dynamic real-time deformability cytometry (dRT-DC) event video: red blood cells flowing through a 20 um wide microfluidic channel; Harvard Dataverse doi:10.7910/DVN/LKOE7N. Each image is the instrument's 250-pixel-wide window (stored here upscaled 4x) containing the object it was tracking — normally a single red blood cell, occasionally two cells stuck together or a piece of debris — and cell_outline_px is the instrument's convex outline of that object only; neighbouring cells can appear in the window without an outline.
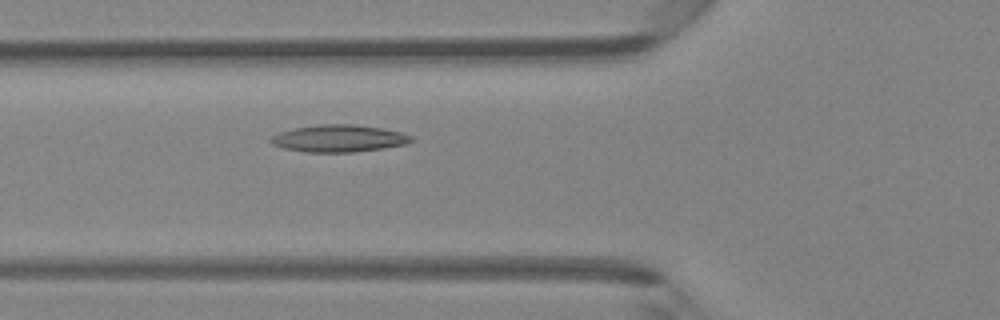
{"species": "Egyptian fruit bat (a non-hibernating species)", "species_latin": "Rousettus aegyptiacus", "temperature_condition": "room temperature", "stored_images_in_passage": 46, "camera_frame_rate_fps": 3000, "um_per_image_px": 0.085, "animal": {"sex": "female"}, "frame": {"image": 1, "passage_image": 16, "time_ms": 5.0, "image_size_px": [1000, 320], "cell_outline_px": [[412, 140], [408, 144], [384, 148], [352, 152], [308, 152], [284, 148], [272, 144], [268, 140], [272, 136], [280, 132], [292, 128], [324, 124], [352, 124], [380, 128], [400, 132], [412, 136]], "centroid_in_image_um": [28.79, 11.77], "position_along_channel_um": 97.0, "area_um2": 22.08}}
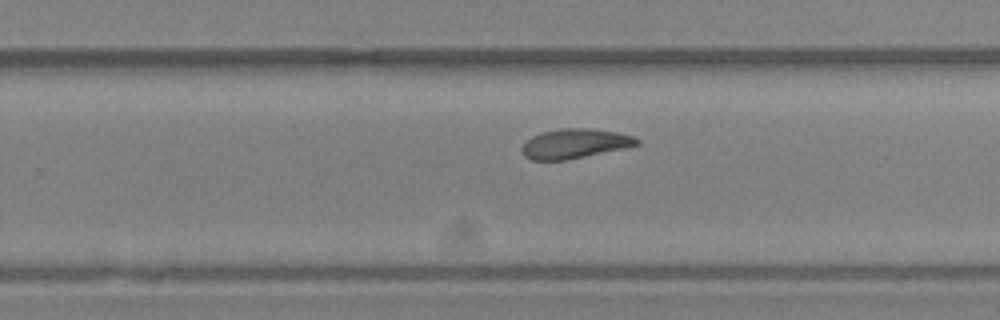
{"frame": {"image": 2, "passage_image": 29, "time_ms": 9.333, "image_size_px": [1000, 320], "cell_outline_px": [[640, 144], [624, 148], [564, 160], [532, 160], [524, 156], [520, 148], [532, 136], [540, 132], [560, 128], [592, 128], [616, 132], [632, 136], [640, 140]], "centroid_in_image_um": [48.83, 12.19], "position_along_channel_um": 281.0, "area_um2": 19.71}}
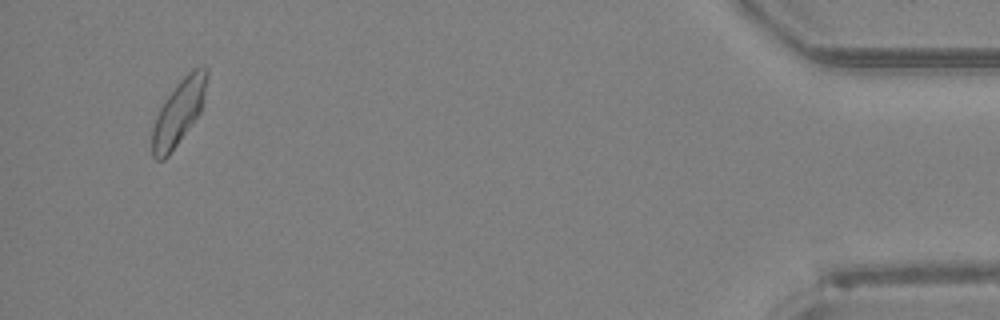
{"frame": {"image": 3, "passage_image": 44, "time_ms": 14.333, "image_size_px": [1000, 320], "cell_outline_px": [[208, 76], [204, 104], [200, 112], [168, 156], [164, 160], [156, 160], [152, 156], [152, 128], [156, 116], [164, 100], [176, 84], [192, 68], [204, 64], [208, 68]], "centroid_in_image_um": [15.21, 9.48], "position_along_channel_um": 420.0, "area_um2": 20.92}, "authors_computed_cell_mechanics": {"area_um2": 20.6057, "velocity_mm_per_s": 4.2576, "shape_relaxation_time_tau1_ms": 6.6643, "shape_relaxation_time_tau2_ms": 4.9577, "deformation_change_tau1": 0.1554, "deformation_change_tau2": 0.1253}}